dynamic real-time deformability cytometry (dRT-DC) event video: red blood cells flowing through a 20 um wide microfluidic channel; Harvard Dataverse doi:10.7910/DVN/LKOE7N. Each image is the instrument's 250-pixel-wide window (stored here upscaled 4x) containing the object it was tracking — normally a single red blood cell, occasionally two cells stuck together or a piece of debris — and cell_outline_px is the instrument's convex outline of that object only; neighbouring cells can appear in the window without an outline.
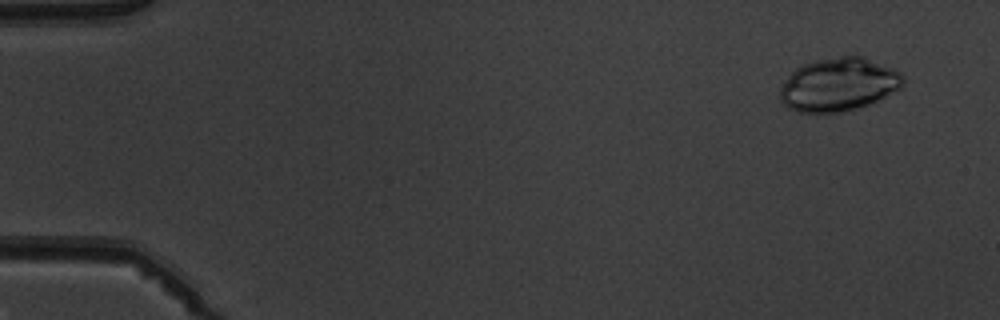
{"species": "common noctule bat (a hibernating species)", "species_latin": "Nyctalus noctula", "temperature_condition": "warm", "stored_images_in_passage": 5, "camera_frame_rate_fps": 3000, "um_per_image_px": 0.085, "animal": {"sex": "male", "body_mass_g": 19.5, "forearm_length_mm": 54.6}, "frame": {"image": 1, "passage_image": 2, "time_ms": 1.0, "image_size_px": [1000, 320], "cell_outline_px": [[904, 84], [900, 88], [868, 104], [844, 112], [796, 112], [788, 108], [780, 100], [780, 88], [788, 76], [796, 68], [804, 64], [816, 60], [840, 56], [864, 56], [892, 68], [900, 72], [904, 76]], "centroid_in_image_um": [71.27, 7.18], "position_along_channel_um": 13.7, "area_um2": 38.03}}